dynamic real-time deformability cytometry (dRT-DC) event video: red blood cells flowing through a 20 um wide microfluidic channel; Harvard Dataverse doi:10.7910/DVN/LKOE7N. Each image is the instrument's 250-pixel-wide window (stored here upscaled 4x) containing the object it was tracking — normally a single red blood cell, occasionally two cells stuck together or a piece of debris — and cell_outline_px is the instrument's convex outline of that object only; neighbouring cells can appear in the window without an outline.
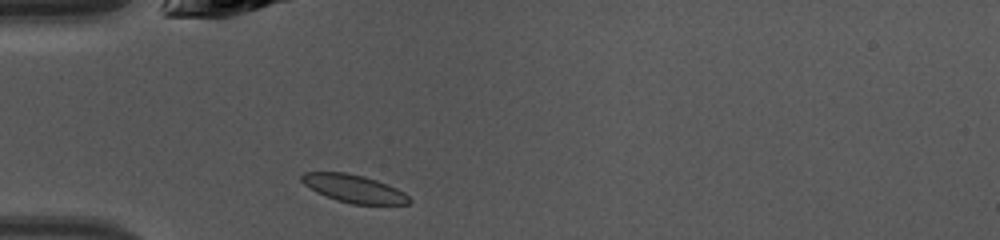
{"species": "common noctule bat (a hibernating species)", "species_latin": "Nyctalus noctula", "temperature_condition": "warm", "stored_images_in_passage": 4, "camera_frame_rate_fps": 3000, "um_per_image_px": 0.085, "animal": {"sex": "female", "body_mass_g": 10.0, "forearm_length_mm": 53.1}, "frame": {"image": 1, "passage_image": 1, "time_ms": 0.0, "image_size_px": [1000, 240], "cell_outline_px": [[412, 200], [408, 204], [352, 204], [336, 200], [316, 192], [304, 184], [300, 180], [300, 176], [304, 172], [344, 172], [364, 176], [388, 184], [404, 192]], "centroid_in_image_um": [30.07, 16.03], "position_along_channel_um": 54.9, "area_um2": 17.46}}
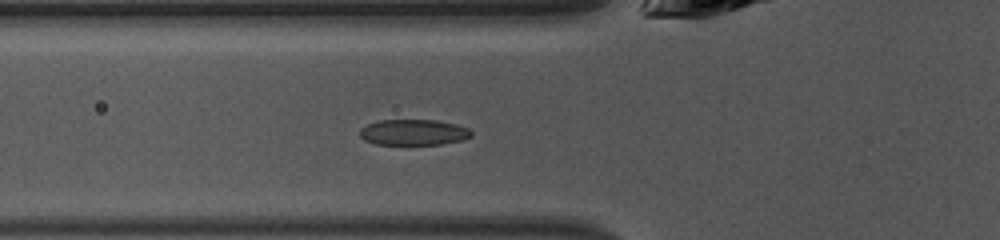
{"frame": {"image": 2, "passage_image": 4, "time_ms": 1.0, "image_size_px": [1000, 240], "cell_outline_px": [[472, 136], [464, 140], [440, 144], [376, 144], [364, 140], [360, 136], [360, 128], [368, 124], [380, 120], [436, 120], [456, 124], [468, 128], [472, 132]], "centroid_in_image_um": [35.17, 11.24], "position_along_channel_um": 90.6, "area_um2": 16.76}}